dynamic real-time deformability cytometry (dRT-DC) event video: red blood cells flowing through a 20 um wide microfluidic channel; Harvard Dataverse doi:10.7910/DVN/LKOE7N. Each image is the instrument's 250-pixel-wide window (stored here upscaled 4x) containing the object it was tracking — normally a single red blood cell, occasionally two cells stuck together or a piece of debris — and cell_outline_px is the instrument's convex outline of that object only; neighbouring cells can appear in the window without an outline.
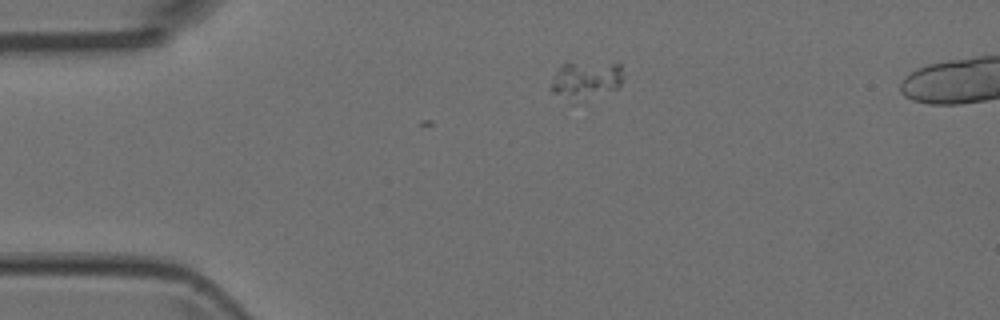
{"species": "Egyptian fruit bat (a non-hibernating species)", "species_latin": "Rousettus aegyptiacus", "temperature_condition": "room temperature", "stored_images_in_passage": 2, "camera_frame_rate_fps": 3000, "um_per_image_px": 0.085, "animal": {"sex": "female"}, "frame": {"image": 1, "passage_image": 1, "time_ms": 0.0, "image_size_px": [1000, 320], "cell_outline_px": [[624, 80], [616, 88], [576, 104], [552, 92], [552, 80], [560, 64], [620, 64], [624, 76]], "centroid_in_image_um": [49.8, 6.86], "position_along_channel_um": 35.2, "area_um2": 15.66}}